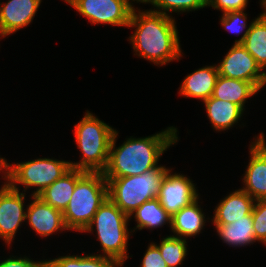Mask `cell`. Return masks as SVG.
I'll return each mask as SVG.
<instances>
[{
    "label": "cell",
    "mask_w": 266,
    "mask_h": 267,
    "mask_svg": "<svg viewBox=\"0 0 266 267\" xmlns=\"http://www.w3.org/2000/svg\"><path fill=\"white\" fill-rule=\"evenodd\" d=\"M136 12L134 7L127 26L137 27L129 37L136 55L160 66L180 60L182 50L174 18L151 9Z\"/></svg>",
    "instance_id": "obj_1"
},
{
    "label": "cell",
    "mask_w": 266,
    "mask_h": 267,
    "mask_svg": "<svg viewBox=\"0 0 266 267\" xmlns=\"http://www.w3.org/2000/svg\"><path fill=\"white\" fill-rule=\"evenodd\" d=\"M118 131H115L109 151L105 178H120L141 175L158 168V161L164 151L178 141L177 128L168 127L160 133L144 138H128L115 147Z\"/></svg>",
    "instance_id": "obj_2"
},
{
    "label": "cell",
    "mask_w": 266,
    "mask_h": 267,
    "mask_svg": "<svg viewBox=\"0 0 266 267\" xmlns=\"http://www.w3.org/2000/svg\"><path fill=\"white\" fill-rule=\"evenodd\" d=\"M107 198L108 183L103 172H86L78 169V182L63 212L67 230L84 232Z\"/></svg>",
    "instance_id": "obj_3"
},
{
    "label": "cell",
    "mask_w": 266,
    "mask_h": 267,
    "mask_svg": "<svg viewBox=\"0 0 266 267\" xmlns=\"http://www.w3.org/2000/svg\"><path fill=\"white\" fill-rule=\"evenodd\" d=\"M74 130L82 158L77 163L70 162L71 168L86 172H103L108 164L110 145L116 130L88 110Z\"/></svg>",
    "instance_id": "obj_4"
},
{
    "label": "cell",
    "mask_w": 266,
    "mask_h": 267,
    "mask_svg": "<svg viewBox=\"0 0 266 267\" xmlns=\"http://www.w3.org/2000/svg\"><path fill=\"white\" fill-rule=\"evenodd\" d=\"M168 170L159 166L141 175L105 178L108 183V198L130 216L139 206L157 198L161 181Z\"/></svg>",
    "instance_id": "obj_5"
},
{
    "label": "cell",
    "mask_w": 266,
    "mask_h": 267,
    "mask_svg": "<svg viewBox=\"0 0 266 267\" xmlns=\"http://www.w3.org/2000/svg\"><path fill=\"white\" fill-rule=\"evenodd\" d=\"M129 216L123 213L109 198L98 208L93 220L84 232L95 227L97 239L102 246L103 256L110 257L116 263L127 260Z\"/></svg>",
    "instance_id": "obj_6"
},
{
    "label": "cell",
    "mask_w": 266,
    "mask_h": 267,
    "mask_svg": "<svg viewBox=\"0 0 266 267\" xmlns=\"http://www.w3.org/2000/svg\"><path fill=\"white\" fill-rule=\"evenodd\" d=\"M71 169L70 161L38 158L22 163H6V182L19 191L17 184L24 185V190L37 187L32 195H39Z\"/></svg>",
    "instance_id": "obj_7"
},
{
    "label": "cell",
    "mask_w": 266,
    "mask_h": 267,
    "mask_svg": "<svg viewBox=\"0 0 266 267\" xmlns=\"http://www.w3.org/2000/svg\"><path fill=\"white\" fill-rule=\"evenodd\" d=\"M92 24L128 26L134 6L130 0H69Z\"/></svg>",
    "instance_id": "obj_8"
},
{
    "label": "cell",
    "mask_w": 266,
    "mask_h": 267,
    "mask_svg": "<svg viewBox=\"0 0 266 267\" xmlns=\"http://www.w3.org/2000/svg\"><path fill=\"white\" fill-rule=\"evenodd\" d=\"M217 68L223 77L251 82L259 91L263 88L264 71L242 44H234Z\"/></svg>",
    "instance_id": "obj_9"
},
{
    "label": "cell",
    "mask_w": 266,
    "mask_h": 267,
    "mask_svg": "<svg viewBox=\"0 0 266 267\" xmlns=\"http://www.w3.org/2000/svg\"><path fill=\"white\" fill-rule=\"evenodd\" d=\"M195 186L190 178L178 173L171 174L169 169L161 181L157 199L172 218L199 197Z\"/></svg>",
    "instance_id": "obj_10"
},
{
    "label": "cell",
    "mask_w": 266,
    "mask_h": 267,
    "mask_svg": "<svg viewBox=\"0 0 266 267\" xmlns=\"http://www.w3.org/2000/svg\"><path fill=\"white\" fill-rule=\"evenodd\" d=\"M25 193L13 189L7 182L0 188V237L11 245L22 222L26 220Z\"/></svg>",
    "instance_id": "obj_11"
},
{
    "label": "cell",
    "mask_w": 266,
    "mask_h": 267,
    "mask_svg": "<svg viewBox=\"0 0 266 267\" xmlns=\"http://www.w3.org/2000/svg\"><path fill=\"white\" fill-rule=\"evenodd\" d=\"M261 133L251 142L250 161L243 177L242 188L255 201L266 199V143Z\"/></svg>",
    "instance_id": "obj_12"
},
{
    "label": "cell",
    "mask_w": 266,
    "mask_h": 267,
    "mask_svg": "<svg viewBox=\"0 0 266 267\" xmlns=\"http://www.w3.org/2000/svg\"><path fill=\"white\" fill-rule=\"evenodd\" d=\"M32 203L27 206L26 219L29 226L42 237L67 229L63 212L47 204L37 195H31Z\"/></svg>",
    "instance_id": "obj_13"
},
{
    "label": "cell",
    "mask_w": 266,
    "mask_h": 267,
    "mask_svg": "<svg viewBox=\"0 0 266 267\" xmlns=\"http://www.w3.org/2000/svg\"><path fill=\"white\" fill-rule=\"evenodd\" d=\"M41 0H9L0 4V35L2 38L28 26Z\"/></svg>",
    "instance_id": "obj_14"
},
{
    "label": "cell",
    "mask_w": 266,
    "mask_h": 267,
    "mask_svg": "<svg viewBox=\"0 0 266 267\" xmlns=\"http://www.w3.org/2000/svg\"><path fill=\"white\" fill-rule=\"evenodd\" d=\"M255 200L244 190L231 192L215 208L213 224H230L252 213Z\"/></svg>",
    "instance_id": "obj_15"
},
{
    "label": "cell",
    "mask_w": 266,
    "mask_h": 267,
    "mask_svg": "<svg viewBox=\"0 0 266 267\" xmlns=\"http://www.w3.org/2000/svg\"><path fill=\"white\" fill-rule=\"evenodd\" d=\"M264 11L251 22L250 28L234 44H242L253 56L261 70L266 69V10L265 0L260 1Z\"/></svg>",
    "instance_id": "obj_16"
},
{
    "label": "cell",
    "mask_w": 266,
    "mask_h": 267,
    "mask_svg": "<svg viewBox=\"0 0 266 267\" xmlns=\"http://www.w3.org/2000/svg\"><path fill=\"white\" fill-rule=\"evenodd\" d=\"M218 75L217 65L199 68L185 77L179 94L204 101L213 95Z\"/></svg>",
    "instance_id": "obj_17"
},
{
    "label": "cell",
    "mask_w": 266,
    "mask_h": 267,
    "mask_svg": "<svg viewBox=\"0 0 266 267\" xmlns=\"http://www.w3.org/2000/svg\"><path fill=\"white\" fill-rule=\"evenodd\" d=\"M199 197L186 207H183L171 218L173 236L184 238L196 236L205 226V215L198 205Z\"/></svg>",
    "instance_id": "obj_18"
},
{
    "label": "cell",
    "mask_w": 266,
    "mask_h": 267,
    "mask_svg": "<svg viewBox=\"0 0 266 267\" xmlns=\"http://www.w3.org/2000/svg\"><path fill=\"white\" fill-rule=\"evenodd\" d=\"M207 117L216 131L227 130L240 120L244 109L229 101L219 100L211 96L203 101Z\"/></svg>",
    "instance_id": "obj_19"
},
{
    "label": "cell",
    "mask_w": 266,
    "mask_h": 267,
    "mask_svg": "<svg viewBox=\"0 0 266 267\" xmlns=\"http://www.w3.org/2000/svg\"><path fill=\"white\" fill-rule=\"evenodd\" d=\"M78 182V169L71 168L61 178L45 188L38 196L50 206L64 212Z\"/></svg>",
    "instance_id": "obj_20"
},
{
    "label": "cell",
    "mask_w": 266,
    "mask_h": 267,
    "mask_svg": "<svg viewBox=\"0 0 266 267\" xmlns=\"http://www.w3.org/2000/svg\"><path fill=\"white\" fill-rule=\"evenodd\" d=\"M257 92L259 90L251 82L218 75L212 96L219 100L237 104L245 110L246 100Z\"/></svg>",
    "instance_id": "obj_21"
},
{
    "label": "cell",
    "mask_w": 266,
    "mask_h": 267,
    "mask_svg": "<svg viewBox=\"0 0 266 267\" xmlns=\"http://www.w3.org/2000/svg\"><path fill=\"white\" fill-rule=\"evenodd\" d=\"M221 240L229 246H245L256 242L252 213L230 224H214Z\"/></svg>",
    "instance_id": "obj_22"
},
{
    "label": "cell",
    "mask_w": 266,
    "mask_h": 267,
    "mask_svg": "<svg viewBox=\"0 0 266 267\" xmlns=\"http://www.w3.org/2000/svg\"><path fill=\"white\" fill-rule=\"evenodd\" d=\"M131 216L135 218L137 222V226L134 228L135 230L159 228L168 223L171 227V216L163 209L157 198L149 200L139 206L129 218H131Z\"/></svg>",
    "instance_id": "obj_23"
},
{
    "label": "cell",
    "mask_w": 266,
    "mask_h": 267,
    "mask_svg": "<svg viewBox=\"0 0 266 267\" xmlns=\"http://www.w3.org/2000/svg\"><path fill=\"white\" fill-rule=\"evenodd\" d=\"M67 255L44 260V267H114L117 263L110 257L96 255Z\"/></svg>",
    "instance_id": "obj_24"
},
{
    "label": "cell",
    "mask_w": 266,
    "mask_h": 267,
    "mask_svg": "<svg viewBox=\"0 0 266 267\" xmlns=\"http://www.w3.org/2000/svg\"><path fill=\"white\" fill-rule=\"evenodd\" d=\"M186 245V239L173 235L163 238L159 245L156 244L168 267H177L183 264L188 251Z\"/></svg>",
    "instance_id": "obj_25"
},
{
    "label": "cell",
    "mask_w": 266,
    "mask_h": 267,
    "mask_svg": "<svg viewBox=\"0 0 266 267\" xmlns=\"http://www.w3.org/2000/svg\"><path fill=\"white\" fill-rule=\"evenodd\" d=\"M141 3H150L157 10L154 12L162 13L167 16V12H186L203 9L208 6V0H140Z\"/></svg>",
    "instance_id": "obj_26"
},
{
    "label": "cell",
    "mask_w": 266,
    "mask_h": 267,
    "mask_svg": "<svg viewBox=\"0 0 266 267\" xmlns=\"http://www.w3.org/2000/svg\"><path fill=\"white\" fill-rule=\"evenodd\" d=\"M252 219L256 240L266 245V199L255 202Z\"/></svg>",
    "instance_id": "obj_27"
},
{
    "label": "cell",
    "mask_w": 266,
    "mask_h": 267,
    "mask_svg": "<svg viewBox=\"0 0 266 267\" xmlns=\"http://www.w3.org/2000/svg\"><path fill=\"white\" fill-rule=\"evenodd\" d=\"M247 14L242 11H230L226 12L221 17V25L224 29L229 30V32H235L240 34L243 29H249L251 23L247 27L246 25Z\"/></svg>",
    "instance_id": "obj_28"
},
{
    "label": "cell",
    "mask_w": 266,
    "mask_h": 267,
    "mask_svg": "<svg viewBox=\"0 0 266 267\" xmlns=\"http://www.w3.org/2000/svg\"><path fill=\"white\" fill-rule=\"evenodd\" d=\"M141 263V267H168L156 243L152 242L149 244Z\"/></svg>",
    "instance_id": "obj_29"
},
{
    "label": "cell",
    "mask_w": 266,
    "mask_h": 267,
    "mask_svg": "<svg viewBox=\"0 0 266 267\" xmlns=\"http://www.w3.org/2000/svg\"><path fill=\"white\" fill-rule=\"evenodd\" d=\"M248 0H208V6L219 9L224 13L230 11H242L246 9Z\"/></svg>",
    "instance_id": "obj_30"
},
{
    "label": "cell",
    "mask_w": 266,
    "mask_h": 267,
    "mask_svg": "<svg viewBox=\"0 0 266 267\" xmlns=\"http://www.w3.org/2000/svg\"><path fill=\"white\" fill-rule=\"evenodd\" d=\"M0 267H44V261H34L29 259L28 257H17L13 256L5 259L0 262Z\"/></svg>",
    "instance_id": "obj_31"
},
{
    "label": "cell",
    "mask_w": 266,
    "mask_h": 267,
    "mask_svg": "<svg viewBox=\"0 0 266 267\" xmlns=\"http://www.w3.org/2000/svg\"><path fill=\"white\" fill-rule=\"evenodd\" d=\"M6 163L7 160H5V158L0 157V171L3 172L4 176H2L4 179H6ZM4 170V171H3Z\"/></svg>",
    "instance_id": "obj_32"
},
{
    "label": "cell",
    "mask_w": 266,
    "mask_h": 267,
    "mask_svg": "<svg viewBox=\"0 0 266 267\" xmlns=\"http://www.w3.org/2000/svg\"><path fill=\"white\" fill-rule=\"evenodd\" d=\"M266 85V71H264V83H263V86Z\"/></svg>",
    "instance_id": "obj_33"
},
{
    "label": "cell",
    "mask_w": 266,
    "mask_h": 267,
    "mask_svg": "<svg viewBox=\"0 0 266 267\" xmlns=\"http://www.w3.org/2000/svg\"><path fill=\"white\" fill-rule=\"evenodd\" d=\"M123 266V263H117L114 267H121Z\"/></svg>",
    "instance_id": "obj_34"
}]
</instances>
